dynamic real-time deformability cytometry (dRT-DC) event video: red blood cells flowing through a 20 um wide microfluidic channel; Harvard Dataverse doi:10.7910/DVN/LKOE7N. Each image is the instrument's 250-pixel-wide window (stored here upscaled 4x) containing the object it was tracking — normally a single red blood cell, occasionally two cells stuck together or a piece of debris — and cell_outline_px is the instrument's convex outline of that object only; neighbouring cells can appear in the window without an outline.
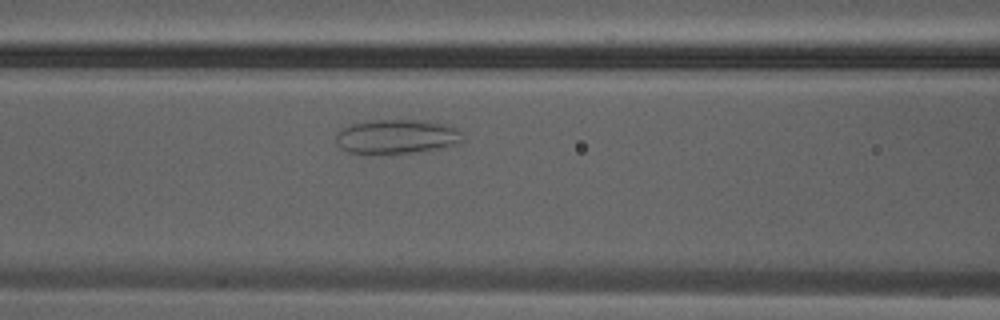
{"species": "Egyptian fruit bat (a non-hibernating species)", "species_latin": "Rousettus aegyptiacus", "temperature_condition": "warm", "stored_images_in_passage": 12, "camera_frame_rate_fps": 3000, "um_per_image_px": 0.085, "animal": {"sex": "male"}, "frame": {"image": 1, "passage_image": 6, "time_ms": 1.667, "image_size_px": [1000, 320], "cell_outline_px": [[464, 140], [460, 144], [424, 152], [368, 156], [348, 152], [340, 148], [336, 144], [336, 132], [340, 128], [348, 124], [368, 120], [424, 120], [444, 124], [460, 128]], "centroid_in_image_um": [33.7, 11.64], "position_along_channel_um": 132.9, "area_um2": 26.76}}